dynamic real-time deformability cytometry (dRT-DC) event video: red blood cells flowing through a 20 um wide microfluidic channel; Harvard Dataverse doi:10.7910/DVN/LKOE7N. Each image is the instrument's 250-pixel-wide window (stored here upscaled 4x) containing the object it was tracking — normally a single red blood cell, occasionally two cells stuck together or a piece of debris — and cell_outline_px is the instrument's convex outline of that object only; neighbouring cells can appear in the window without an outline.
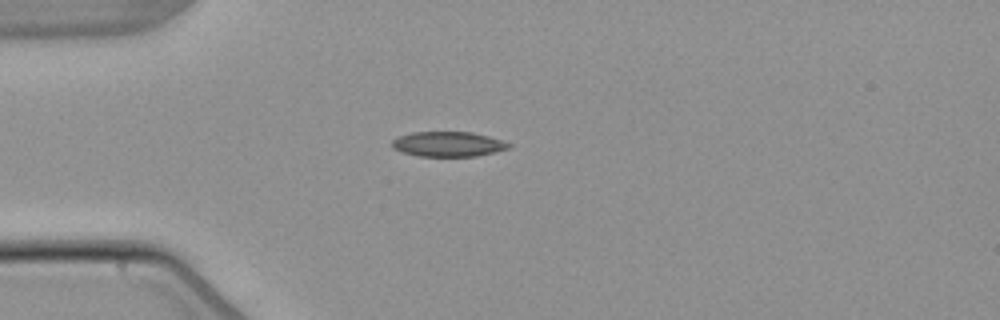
{"species": "common noctule bat (a hibernating species)", "species_latin": "Nyctalus noctula", "temperature_condition": "warm", "stored_images_in_passage": 3, "camera_frame_rate_fps": 3000, "um_per_image_px": 0.085, "animal": {"sex": "male", "body_mass_g": 21.5, "forearm_length_mm": 52.0}, "frame": {"image": 1, "passage_image": 3, "time_ms": 3.0, "image_size_px": [1000, 320], "cell_outline_px": [[512, 144], [508, 148], [476, 156], [420, 156], [404, 152], [392, 148], [392, 140], [400, 136], [412, 132], [472, 132], [488, 136]], "centroid_in_image_um": [38.07, 12.24], "position_along_channel_um": 46.9, "area_um2": 16.7}}